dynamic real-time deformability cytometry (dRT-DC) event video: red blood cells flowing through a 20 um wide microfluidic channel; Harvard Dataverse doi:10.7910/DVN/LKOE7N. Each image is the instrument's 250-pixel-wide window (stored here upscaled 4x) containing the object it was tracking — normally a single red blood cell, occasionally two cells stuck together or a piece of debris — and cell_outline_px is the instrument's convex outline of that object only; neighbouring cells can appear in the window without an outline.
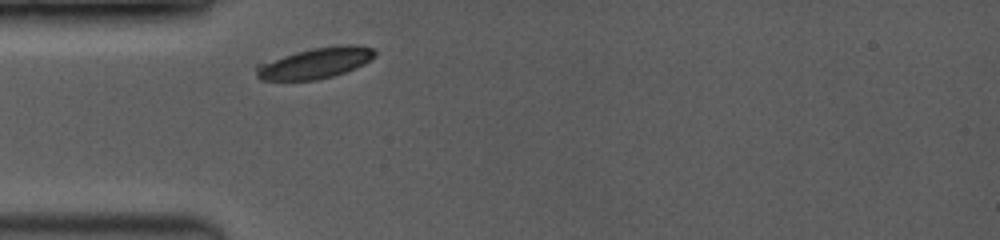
{"species": "common noctule bat (a hibernating species)", "species_latin": "Nyctalus noctula", "temperature_condition": "room temperature", "stored_images_in_passage": 1, "camera_frame_rate_fps": 3500, "um_per_image_px": 0.085, "animal": {"sex": "female", "body_mass_g": 19.0, "forearm_length_mm": 53.3}, "frame": {"image": 1, "passage_image": 1, "time_ms": 0.0, "image_size_px": [1000, 240], "cell_outline_px": [[376, 56], [364, 64], [356, 68], [332, 76], [316, 80], [260, 80], [256, 76], [256, 64], [296, 52], [312, 48], [336, 44], [356, 44], [372, 48], [376, 52]], "centroid_in_image_um": [26.81, 5.35], "position_along_channel_um": 58.2, "area_um2": 21.5}}